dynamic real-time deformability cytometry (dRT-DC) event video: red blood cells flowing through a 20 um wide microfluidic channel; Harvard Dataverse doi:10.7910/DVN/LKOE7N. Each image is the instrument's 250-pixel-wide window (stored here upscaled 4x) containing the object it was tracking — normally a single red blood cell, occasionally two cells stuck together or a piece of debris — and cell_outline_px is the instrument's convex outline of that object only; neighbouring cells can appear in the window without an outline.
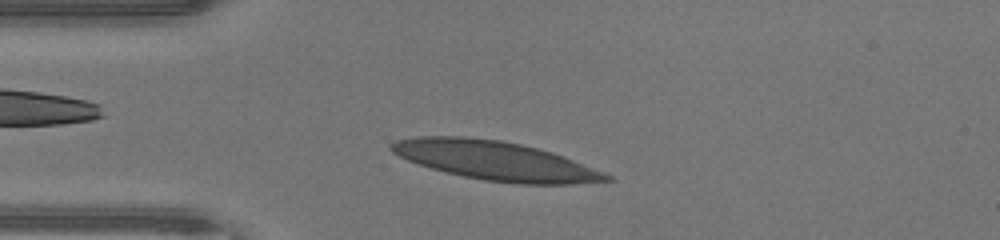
{"species": "human", "species_latin": "Homo sapiens", "temperature_condition": "warm", "stored_images_in_passage": 36, "camera_frame_rate_fps": 3000, "um_per_image_px": 0.085, "donor": {"sex": "male"}, "frame": {"image": 1, "passage_image": 6, "time_ms": 1.667, "image_size_px": [1000, 240], "cell_outline_px": [[616, 180], [572, 184], [520, 184], [484, 180], [464, 176], [432, 168], [408, 160], [392, 152], [388, 148], [388, 144], [396, 140], [416, 136], [464, 136], [500, 140], [520, 144], [552, 152], [564, 156], [604, 172], [612, 176]], "centroid_in_image_um": [42.11, 13.65], "position_along_channel_um": 42.9, "area_um2": 48.73}}
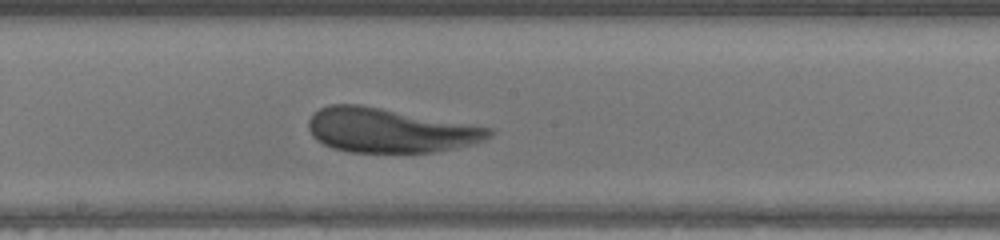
{"frame": {"image": 2, "passage_image": 19, "time_ms": 6.0, "image_size_px": [1000, 240], "cell_outline_px": [[496, 132], [492, 136], [484, 140], [472, 144], [432, 152], [348, 152], [332, 148], [316, 140], [312, 136], [308, 128], [308, 120], [320, 108], [328, 104], [360, 104], [492, 128]], "centroid_in_image_um": [33.11, 11.08], "position_along_channel_um": 215.1, "area_um2": 46.53}}
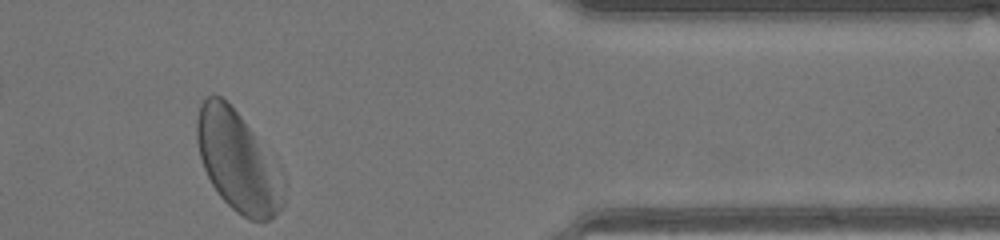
{"frame": {"image": 3, "passage_image": 33, "time_ms": 10.667, "image_size_px": [1000, 240], "cell_outline_px": [[284, 204], [268, 220], [252, 220], [236, 212], [220, 196], [212, 184], [204, 168], [200, 156], [196, 140], [196, 120], [200, 104], [208, 96], [220, 96], [240, 116], [248, 128], [276, 176], [284, 200]], "centroid_in_image_um": [20.06, 13.74], "position_along_channel_um": 391.3, "area_um2": 47.28}, "authors_computed_cell_mechanics": {"area_um2": 48.1474, "velocity_mm_per_s": 4.3808, "shape_relaxation_time_tau1_ms": 2.4563, "shape_relaxation_time_tau2_ms": 1.5385, "deformation_change_tau1": 0.1249, "deformation_change_tau2": 0.1018}}